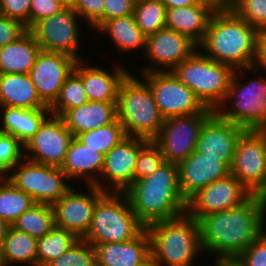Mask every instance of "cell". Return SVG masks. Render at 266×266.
Returning a JSON list of instances; mask_svg holds the SVG:
<instances>
[{"label":"cell","instance_id":"cell-49","mask_svg":"<svg viewBox=\"0 0 266 266\" xmlns=\"http://www.w3.org/2000/svg\"><path fill=\"white\" fill-rule=\"evenodd\" d=\"M204 0H162L163 4L167 9L179 7V6H190L201 4Z\"/></svg>","mask_w":266,"mask_h":266},{"label":"cell","instance_id":"cell-52","mask_svg":"<svg viewBox=\"0 0 266 266\" xmlns=\"http://www.w3.org/2000/svg\"><path fill=\"white\" fill-rule=\"evenodd\" d=\"M215 266H240V264L234 260H216Z\"/></svg>","mask_w":266,"mask_h":266},{"label":"cell","instance_id":"cell-7","mask_svg":"<svg viewBox=\"0 0 266 266\" xmlns=\"http://www.w3.org/2000/svg\"><path fill=\"white\" fill-rule=\"evenodd\" d=\"M235 71L233 67L196 51L172 70L203 105L213 111L223 108Z\"/></svg>","mask_w":266,"mask_h":266},{"label":"cell","instance_id":"cell-20","mask_svg":"<svg viewBox=\"0 0 266 266\" xmlns=\"http://www.w3.org/2000/svg\"><path fill=\"white\" fill-rule=\"evenodd\" d=\"M197 48L198 46L183 34L163 28L147 36L144 50L148 56L147 58L152 60L153 64H160L162 67H167V70H156L149 67L144 68L142 73L172 71L179 63L197 51Z\"/></svg>","mask_w":266,"mask_h":266},{"label":"cell","instance_id":"cell-35","mask_svg":"<svg viewBox=\"0 0 266 266\" xmlns=\"http://www.w3.org/2000/svg\"><path fill=\"white\" fill-rule=\"evenodd\" d=\"M133 14L146 37L166 28L167 7L162 0H139L135 3Z\"/></svg>","mask_w":266,"mask_h":266},{"label":"cell","instance_id":"cell-45","mask_svg":"<svg viewBox=\"0 0 266 266\" xmlns=\"http://www.w3.org/2000/svg\"><path fill=\"white\" fill-rule=\"evenodd\" d=\"M65 7L58 0H31L30 29L40 20L60 13Z\"/></svg>","mask_w":266,"mask_h":266},{"label":"cell","instance_id":"cell-21","mask_svg":"<svg viewBox=\"0 0 266 266\" xmlns=\"http://www.w3.org/2000/svg\"><path fill=\"white\" fill-rule=\"evenodd\" d=\"M148 142L144 138L126 136L105 155L101 174L110 182L111 191L124 192L134 182L138 154Z\"/></svg>","mask_w":266,"mask_h":266},{"label":"cell","instance_id":"cell-42","mask_svg":"<svg viewBox=\"0 0 266 266\" xmlns=\"http://www.w3.org/2000/svg\"><path fill=\"white\" fill-rule=\"evenodd\" d=\"M235 260L240 266H266V232L253 241Z\"/></svg>","mask_w":266,"mask_h":266},{"label":"cell","instance_id":"cell-2","mask_svg":"<svg viewBox=\"0 0 266 266\" xmlns=\"http://www.w3.org/2000/svg\"><path fill=\"white\" fill-rule=\"evenodd\" d=\"M260 34L232 9L217 8L199 46L210 54H205L209 58L242 73V69L251 71L257 67Z\"/></svg>","mask_w":266,"mask_h":266},{"label":"cell","instance_id":"cell-55","mask_svg":"<svg viewBox=\"0 0 266 266\" xmlns=\"http://www.w3.org/2000/svg\"><path fill=\"white\" fill-rule=\"evenodd\" d=\"M0 266H5V263L3 261V255H2L1 247H0Z\"/></svg>","mask_w":266,"mask_h":266},{"label":"cell","instance_id":"cell-54","mask_svg":"<svg viewBox=\"0 0 266 266\" xmlns=\"http://www.w3.org/2000/svg\"><path fill=\"white\" fill-rule=\"evenodd\" d=\"M65 8H73L76 0H58Z\"/></svg>","mask_w":266,"mask_h":266},{"label":"cell","instance_id":"cell-23","mask_svg":"<svg viewBox=\"0 0 266 266\" xmlns=\"http://www.w3.org/2000/svg\"><path fill=\"white\" fill-rule=\"evenodd\" d=\"M93 246L97 266H134L143 262L151 254V240L146 228L130 241Z\"/></svg>","mask_w":266,"mask_h":266},{"label":"cell","instance_id":"cell-48","mask_svg":"<svg viewBox=\"0 0 266 266\" xmlns=\"http://www.w3.org/2000/svg\"><path fill=\"white\" fill-rule=\"evenodd\" d=\"M256 64L259 65L260 68L266 70V31L260 34Z\"/></svg>","mask_w":266,"mask_h":266},{"label":"cell","instance_id":"cell-16","mask_svg":"<svg viewBox=\"0 0 266 266\" xmlns=\"http://www.w3.org/2000/svg\"><path fill=\"white\" fill-rule=\"evenodd\" d=\"M77 60L69 55L42 51L28 73L39 98L50 107L57 99L66 78L74 71Z\"/></svg>","mask_w":266,"mask_h":266},{"label":"cell","instance_id":"cell-44","mask_svg":"<svg viewBox=\"0 0 266 266\" xmlns=\"http://www.w3.org/2000/svg\"><path fill=\"white\" fill-rule=\"evenodd\" d=\"M31 0H0V15L21 21L30 30Z\"/></svg>","mask_w":266,"mask_h":266},{"label":"cell","instance_id":"cell-56","mask_svg":"<svg viewBox=\"0 0 266 266\" xmlns=\"http://www.w3.org/2000/svg\"><path fill=\"white\" fill-rule=\"evenodd\" d=\"M260 132L264 135L266 139V124L260 129Z\"/></svg>","mask_w":266,"mask_h":266},{"label":"cell","instance_id":"cell-27","mask_svg":"<svg viewBox=\"0 0 266 266\" xmlns=\"http://www.w3.org/2000/svg\"><path fill=\"white\" fill-rule=\"evenodd\" d=\"M40 46L30 30L16 41L0 48V74H28Z\"/></svg>","mask_w":266,"mask_h":266},{"label":"cell","instance_id":"cell-24","mask_svg":"<svg viewBox=\"0 0 266 266\" xmlns=\"http://www.w3.org/2000/svg\"><path fill=\"white\" fill-rule=\"evenodd\" d=\"M113 74L98 67H83L76 62L74 71L81 77L88 101L117 102L118 90L129 71L115 67Z\"/></svg>","mask_w":266,"mask_h":266},{"label":"cell","instance_id":"cell-31","mask_svg":"<svg viewBox=\"0 0 266 266\" xmlns=\"http://www.w3.org/2000/svg\"><path fill=\"white\" fill-rule=\"evenodd\" d=\"M5 266L11 263H30L37 266V239L10 226L2 246Z\"/></svg>","mask_w":266,"mask_h":266},{"label":"cell","instance_id":"cell-37","mask_svg":"<svg viewBox=\"0 0 266 266\" xmlns=\"http://www.w3.org/2000/svg\"><path fill=\"white\" fill-rule=\"evenodd\" d=\"M88 101L83 81L75 72L66 78L55 102L49 107L51 114L63 116L68 110L79 107Z\"/></svg>","mask_w":266,"mask_h":266},{"label":"cell","instance_id":"cell-14","mask_svg":"<svg viewBox=\"0 0 266 266\" xmlns=\"http://www.w3.org/2000/svg\"><path fill=\"white\" fill-rule=\"evenodd\" d=\"M73 138L63 118L50 114L43 121L38 132L24 144L23 149L32 153L28 160L61 168Z\"/></svg>","mask_w":266,"mask_h":266},{"label":"cell","instance_id":"cell-43","mask_svg":"<svg viewBox=\"0 0 266 266\" xmlns=\"http://www.w3.org/2000/svg\"><path fill=\"white\" fill-rule=\"evenodd\" d=\"M73 9L98 29L104 23V0H76Z\"/></svg>","mask_w":266,"mask_h":266},{"label":"cell","instance_id":"cell-22","mask_svg":"<svg viewBox=\"0 0 266 266\" xmlns=\"http://www.w3.org/2000/svg\"><path fill=\"white\" fill-rule=\"evenodd\" d=\"M217 8L215 0H204L201 4L167 9L166 28L183 34L199 47Z\"/></svg>","mask_w":266,"mask_h":266},{"label":"cell","instance_id":"cell-5","mask_svg":"<svg viewBox=\"0 0 266 266\" xmlns=\"http://www.w3.org/2000/svg\"><path fill=\"white\" fill-rule=\"evenodd\" d=\"M117 119L126 136L153 141L164 124L149 85L130 73L122 80L117 97Z\"/></svg>","mask_w":266,"mask_h":266},{"label":"cell","instance_id":"cell-9","mask_svg":"<svg viewBox=\"0 0 266 266\" xmlns=\"http://www.w3.org/2000/svg\"><path fill=\"white\" fill-rule=\"evenodd\" d=\"M230 172L252 195L266 197V139L260 130L241 134Z\"/></svg>","mask_w":266,"mask_h":266},{"label":"cell","instance_id":"cell-28","mask_svg":"<svg viewBox=\"0 0 266 266\" xmlns=\"http://www.w3.org/2000/svg\"><path fill=\"white\" fill-rule=\"evenodd\" d=\"M0 106L49 108L39 98L28 74H0Z\"/></svg>","mask_w":266,"mask_h":266},{"label":"cell","instance_id":"cell-3","mask_svg":"<svg viewBox=\"0 0 266 266\" xmlns=\"http://www.w3.org/2000/svg\"><path fill=\"white\" fill-rule=\"evenodd\" d=\"M124 193L145 225L186 213L187 201L178 185V164L164 161L151 175L133 182Z\"/></svg>","mask_w":266,"mask_h":266},{"label":"cell","instance_id":"cell-18","mask_svg":"<svg viewBox=\"0 0 266 266\" xmlns=\"http://www.w3.org/2000/svg\"><path fill=\"white\" fill-rule=\"evenodd\" d=\"M244 131L242 127L222 118L215 111L201 129L196 151L206 157L222 158V163L231 167L238 139Z\"/></svg>","mask_w":266,"mask_h":266},{"label":"cell","instance_id":"cell-36","mask_svg":"<svg viewBox=\"0 0 266 266\" xmlns=\"http://www.w3.org/2000/svg\"><path fill=\"white\" fill-rule=\"evenodd\" d=\"M125 137L124 128L117 119L115 122L100 128L80 133L76 138L85 146L106 155Z\"/></svg>","mask_w":266,"mask_h":266},{"label":"cell","instance_id":"cell-17","mask_svg":"<svg viewBox=\"0 0 266 266\" xmlns=\"http://www.w3.org/2000/svg\"><path fill=\"white\" fill-rule=\"evenodd\" d=\"M89 195L70 189L52 207L55 225L72 232L78 239H83L90 227L94 207L97 201L107 192L95 185H89ZM92 195V196H91Z\"/></svg>","mask_w":266,"mask_h":266},{"label":"cell","instance_id":"cell-12","mask_svg":"<svg viewBox=\"0 0 266 266\" xmlns=\"http://www.w3.org/2000/svg\"><path fill=\"white\" fill-rule=\"evenodd\" d=\"M214 112L173 116L165 119L153 142L160 148L164 161L179 164L196 150V143L205 121Z\"/></svg>","mask_w":266,"mask_h":266},{"label":"cell","instance_id":"cell-6","mask_svg":"<svg viewBox=\"0 0 266 266\" xmlns=\"http://www.w3.org/2000/svg\"><path fill=\"white\" fill-rule=\"evenodd\" d=\"M146 226L133 212L124 192H106L96 203L90 227L83 240L92 245L130 241Z\"/></svg>","mask_w":266,"mask_h":266},{"label":"cell","instance_id":"cell-15","mask_svg":"<svg viewBox=\"0 0 266 266\" xmlns=\"http://www.w3.org/2000/svg\"><path fill=\"white\" fill-rule=\"evenodd\" d=\"M252 194L231 173L199 190L187 201L186 212L197 221L204 215L234 208Z\"/></svg>","mask_w":266,"mask_h":266},{"label":"cell","instance_id":"cell-8","mask_svg":"<svg viewBox=\"0 0 266 266\" xmlns=\"http://www.w3.org/2000/svg\"><path fill=\"white\" fill-rule=\"evenodd\" d=\"M238 70L235 71L224 104L232 97L233 105L229 109L216 112L224 119L237 124L244 130H260L266 124V79L245 83L238 82ZM235 96V97H234ZM236 98V99H235ZM227 100V101H226ZM224 112H223V111Z\"/></svg>","mask_w":266,"mask_h":266},{"label":"cell","instance_id":"cell-11","mask_svg":"<svg viewBox=\"0 0 266 266\" xmlns=\"http://www.w3.org/2000/svg\"><path fill=\"white\" fill-rule=\"evenodd\" d=\"M15 169L12 175L5 176L17 189L33 198L35 203L53 205L70 189L61 168L26 160Z\"/></svg>","mask_w":266,"mask_h":266},{"label":"cell","instance_id":"cell-30","mask_svg":"<svg viewBox=\"0 0 266 266\" xmlns=\"http://www.w3.org/2000/svg\"><path fill=\"white\" fill-rule=\"evenodd\" d=\"M99 31L107 32L120 51H130L146 47V36L136 23L134 14L105 21Z\"/></svg>","mask_w":266,"mask_h":266},{"label":"cell","instance_id":"cell-4","mask_svg":"<svg viewBox=\"0 0 266 266\" xmlns=\"http://www.w3.org/2000/svg\"><path fill=\"white\" fill-rule=\"evenodd\" d=\"M146 229L156 266H191L197 252L203 251L199 223L187 212L153 222Z\"/></svg>","mask_w":266,"mask_h":266},{"label":"cell","instance_id":"cell-10","mask_svg":"<svg viewBox=\"0 0 266 266\" xmlns=\"http://www.w3.org/2000/svg\"><path fill=\"white\" fill-rule=\"evenodd\" d=\"M142 74L165 119L200 112H215L206 108L195 93L182 83L172 71H154Z\"/></svg>","mask_w":266,"mask_h":266},{"label":"cell","instance_id":"cell-40","mask_svg":"<svg viewBox=\"0 0 266 266\" xmlns=\"http://www.w3.org/2000/svg\"><path fill=\"white\" fill-rule=\"evenodd\" d=\"M163 162L160 148L153 141H149L138 154L134 182L154 173Z\"/></svg>","mask_w":266,"mask_h":266},{"label":"cell","instance_id":"cell-39","mask_svg":"<svg viewBox=\"0 0 266 266\" xmlns=\"http://www.w3.org/2000/svg\"><path fill=\"white\" fill-rule=\"evenodd\" d=\"M23 144L13 135L0 132V177L19 166L23 158Z\"/></svg>","mask_w":266,"mask_h":266},{"label":"cell","instance_id":"cell-1","mask_svg":"<svg viewBox=\"0 0 266 266\" xmlns=\"http://www.w3.org/2000/svg\"><path fill=\"white\" fill-rule=\"evenodd\" d=\"M266 197L251 195L241 205L202 216L199 220L201 244L215 260L236 259L263 233Z\"/></svg>","mask_w":266,"mask_h":266},{"label":"cell","instance_id":"cell-26","mask_svg":"<svg viewBox=\"0 0 266 266\" xmlns=\"http://www.w3.org/2000/svg\"><path fill=\"white\" fill-rule=\"evenodd\" d=\"M74 137L117 120V102L87 101L62 116Z\"/></svg>","mask_w":266,"mask_h":266},{"label":"cell","instance_id":"cell-41","mask_svg":"<svg viewBox=\"0 0 266 266\" xmlns=\"http://www.w3.org/2000/svg\"><path fill=\"white\" fill-rule=\"evenodd\" d=\"M232 10L250 26L266 31V0H241Z\"/></svg>","mask_w":266,"mask_h":266},{"label":"cell","instance_id":"cell-34","mask_svg":"<svg viewBox=\"0 0 266 266\" xmlns=\"http://www.w3.org/2000/svg\"><path fill=\"white\" fill-rule=\"evenodd\" d=\"M78 238L64 228L54 226L47 235L37 240V266H47L64 254Z\"/></svg>","mask_w":266,"mask_h":266},{"label":"cell","instance_id":"cell-33","mask_svg":"<svg viewBox=\"0 0 266 266\" xmlns=\"http://www.w3.org/2000/svg\"><path fill=\"white\" fill-rule=\"evenodd\" d=\"M35 201L17 189L5 176L0 177V217L12 225Z\"/></svg>","mask_w":266,"mask_h":266},{"label":"cell","instance_id":"cell-47","mask_svg":"<svg viewBox=\"0 0 266 266\" xmlns=\"http://www.w3.org/2000/svg\"><path fill=\"white\" fill-rule=\"evenodd\" d=\"M134 0H104V22L133 14Z\"/></svg>","mask_w":266,"mask_h":266},{"label":"cell","instance_id":"cell-29","mask_svg":"<svg viewBox=\"0 0 266 266\" xmlns=\"http://www.w3.org/2000/svg\"><path fill=\"white\" fill-rule=\"evenodd\" d=\"M1 108L4 109V113H2L3 126L0 132L13 135L23 145L38 132L43 121L51 114L49 108L25 109L7 106Z\"/></svg>","mask_w":266,"mask_h":266},{"label":"cell","instance_id":"cell-19","mask_svg":"<svg viewBox=\"0 0 266 266\" xmlns=\"http://www.w3.org/2000/svg\"><path fill=\"white\" fill-rule=\"evenodd\" d=\"M230 173V167L222 163V158L206 157L195 150L178 164L179 189L188 201L199 190Z\"/></svg>","mask_w":266,"mask_h":266},{"label":"cell","instance_id":"cell-46","mask_svg":"<svg viewBox=\"0 0 266 266\" xmlns=\"http://www.w3.org/2000/svg\"><path fill=\"white\" fill-rule=\"evenodd\" d=\"M26 31L21 21L0 15V48L16 41Z\"/></svg>","mask_w":266,"mask_h":266},{"label":"cell","instance_id":"cell-51","mask_svg":"<svg viewBox=\"0 0 266 266\" xmlns=\"http://www.w3.org/2000/svg\"><path fill=\"white\" fill-rule=\"evenodd\" d=\"M241 0H218L217 7L222 9H232Z\"/></svg>","mask_w":266,"mask_h":266},{"label":"cell","instance_id":"cell-13","mask_svg":"<svg viewBox=\"0 0 266 266\" xmlns=\"http://www.w3.org/2000/svg\"><path fill=\"white\" fill-rule=\"evenodd\" d=\"M78 13L73 8H65L60 13L38 21L30 31L42 51L63 53L81 60L77 48L79 30Z\"/></svg>","mask_w":266,"mask_h":266},{"label":"cell","instance_id":"cell-32","mask_svg":"<svg viewBox=\"0 0 266 266\" xmlns=\"http://www.w3.org/2000/svg\"><path fill=\"white\" fill-rule=\"evenodd\" d=\"M12 226L38 240L55 226L53 207L49 204L35 203Z\"/></svg>","mask_w":266,"mask_h":266},{"label":"cell","instance_id":"cell-38","mask_svg":"<svg viewBox=\"0 0 266 266\" xmlns=\"http://www.w3.org/2000/svg\"><path fill=\"white\" fill-rule=\"evenodd\" d=\"M47 266H97L94 246L78 239L64 254Z\"/></svg>","mask_w":266,"mask_h":266},{"label":"cell","instance_id":"cell-50","mask_svg":"<svg viewBox=\"0 0 266 266\" xmlns=\"http://www.w3.org/2000/svg\"><path fill=\"white\" fill-rule=\"evenodd\" d=\"M10 226L11 225L6 220L0 217V247L2 246L3 240L7 235Z\"/></svg>","mask_w":266,"mask_h":266},{"label":"cell","instance_id":"cell-53","mask_svg":"<svg viewBox=\"0 0 266 266\" xmlns=\"http://www.w3.org/2000/svg\"><path fill=\"white\" fill-rule=\"evenodd\" d=\"M134 266H156V263L150 254L143 262L136 264Z\"/></svg>","mask_w":266,"mask_h":266},{"label":"cell","instance_id":"cell-25","mask_svg":"<svg viewBox=\"0 0 266 266\" xmlns=\"http://www.w3.org/2000/svg\"><path fill=\"white\" fill-rule=\"evenodd\" d=\"M105 155L92 148L85 146L81 141L74 137L67 149L65 162L61 167L62 171L70 179L73 177L86 179L87 185H95L101 190H106L105 185L101 184L92 174L95 172L102 173ZM93 175V176H91Z\"/></svg>","mask_w":266,"mask_h":266}]
</instances>
